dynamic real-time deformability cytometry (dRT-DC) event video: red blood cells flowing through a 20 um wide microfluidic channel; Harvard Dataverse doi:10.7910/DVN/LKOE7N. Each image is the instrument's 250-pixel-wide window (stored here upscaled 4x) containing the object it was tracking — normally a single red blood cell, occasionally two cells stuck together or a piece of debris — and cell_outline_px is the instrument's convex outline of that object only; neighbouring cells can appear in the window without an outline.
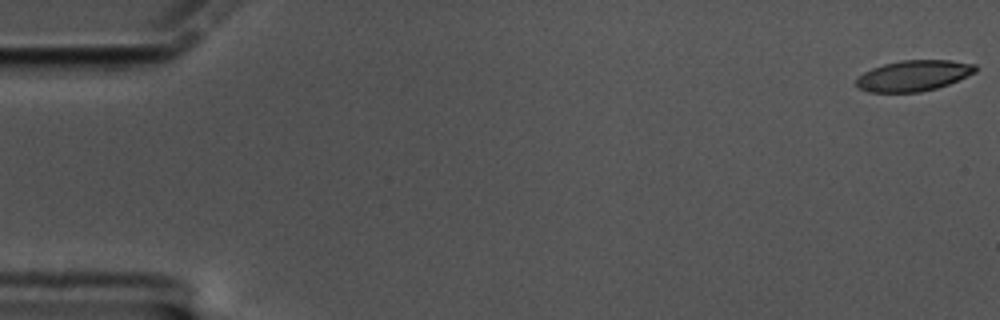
{"species": "common noctule bat (a hibernating species)", "species_latin": "Nyctalus noctula", "temperature_condition": "cold", "stored_images_in_passage": 61, "camera_frame_rate_fps": 3000, "um_per_image_px": 0.085, "animal": {"sex": "male", "body_mass_g": 17.5, "forearm_length_mm": 52.3}, "frame": {"image": 1, "passage_image": 1, "time_ms": 0.0, "image_size_px": [1000, 320], "cell_outline_px": [[976, 72], [948, 84], [936, 88], [920, 92], [868, 92], [860, 88], [856, 84], [856, 80], [864, 72], [872, 68], [884, 64], [900, 60], [948, 60], [976, 64]], "centroid_in_image_um": [77.65, 6.43], "position_along_channel_um": 7.3, "area_um2": 21.21}}
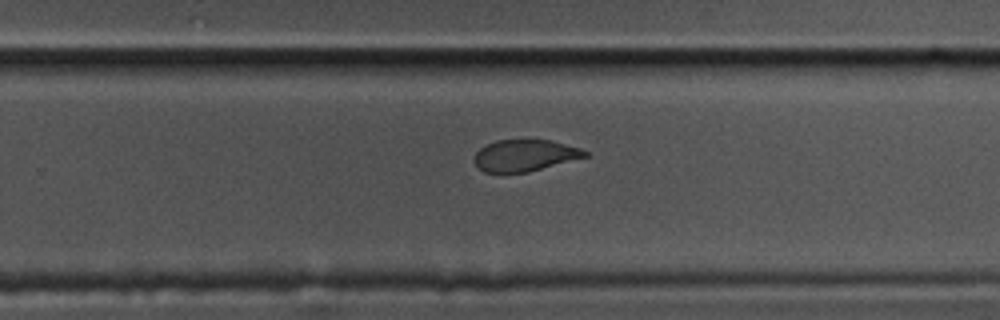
{"frame": {"image": 2, "passage_image": 39, "time_ms": 12.667, "image_size_px": [1000, 320], "cell_outline_px": [[588, 156], [528, 172], [504, 176], [484, 172], [476, 168], [472, 160], [476, 152], [484, 144], [496, 140], [552, 140], [580, 148], [588, 152]], "centroid_in_image_um": [44.5, 13.25], "position_along_channel_um": 285.3, "area_um2": 21.15}}
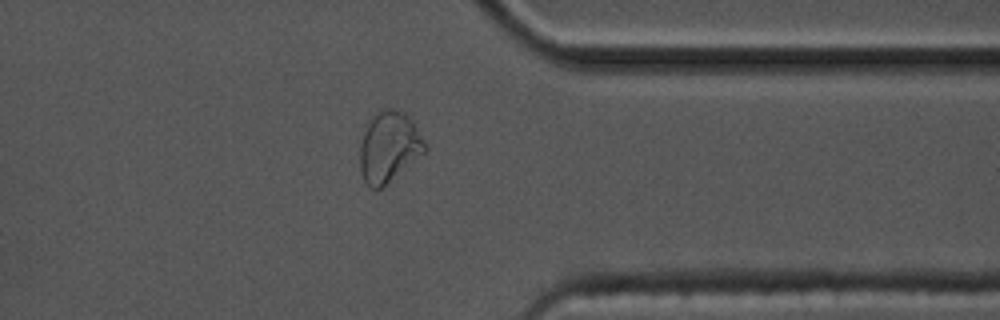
{"frame": {"image": 3, "passage_image": 48, "time_ms": 15.667, "image_size_px": [1000, 320], "cell_outline_px": [[428, 148], [424, 152], [380, 188], [372, 188], [364, 180], [360, 172], [360, 144], [364, 132], [372, 116], [376, 112], [384, 108], [392, 108], [404, 112], [412, 120], [428, 144]], "centroid_in_image_um": [33.07, 12.44], "position_along_channel_um": 378.3, "area_um2": 26.41}, "authors_computed_cell_mechanics": {"area_um2": 22.5998, "velocity_mm_per_s": 3.3175, "shape_relaxation_time_tau1_ms": 5.8635, "shape_relaxation_time_tau2_ms": 2.2563, "deformation_change_tau1": 0.1638, "deformation_change_tau2": 0.0693}}